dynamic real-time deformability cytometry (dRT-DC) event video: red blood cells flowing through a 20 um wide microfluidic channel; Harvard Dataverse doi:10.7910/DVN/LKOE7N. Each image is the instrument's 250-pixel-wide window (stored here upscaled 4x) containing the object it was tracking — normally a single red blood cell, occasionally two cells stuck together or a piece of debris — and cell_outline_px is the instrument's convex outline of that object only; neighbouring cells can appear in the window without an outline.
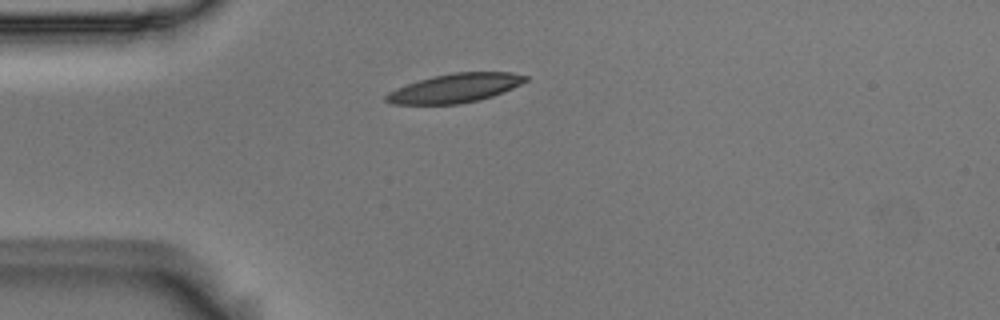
{"species": "Egyptian fruit bat (a non-hibernating species)", "species_latin": "Rousettus aegyptiacus", "temperature_condition": "room temperature", "stored_images_in_passage": 1, "camera_frame_rate_fps": 3000, "um_per_image_px": 0.085, "animal": {"sex": "male"}, "frame": {"image": 1, "passage_image": 1, "time_ms": 0.0, "image_size_px": [1000, 320], "cell_outline_px": [[528, 80], [512, 88], [492, 96], [480, 100], [460, 104], [392, 104], [384, 100], [384, 96], [388, 92], [396, 88], [420, 80], [452, 72], [512, 72], [528, 76]], "centroid_in_image_um": [38.68, 7.49], "position_along_channel_um": 46.3, "area_um2": 23.41}}